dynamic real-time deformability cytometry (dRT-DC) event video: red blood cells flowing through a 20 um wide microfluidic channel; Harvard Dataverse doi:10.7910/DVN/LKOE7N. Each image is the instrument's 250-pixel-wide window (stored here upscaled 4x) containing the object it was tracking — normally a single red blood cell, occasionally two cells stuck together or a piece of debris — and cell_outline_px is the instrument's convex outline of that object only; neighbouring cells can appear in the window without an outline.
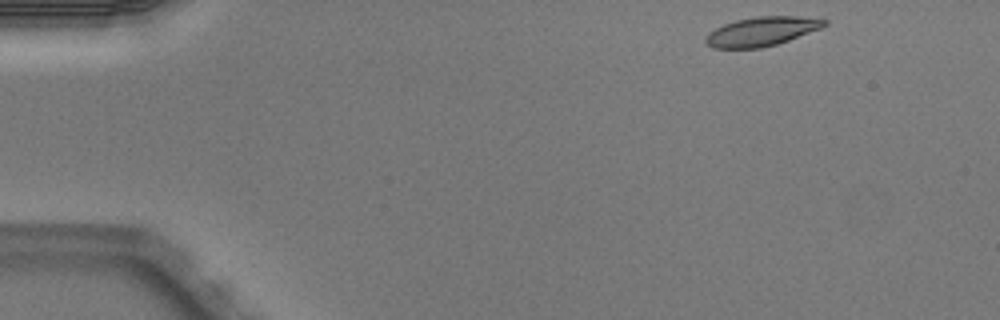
{"species": "Egyptian fruit bat (a non-hibernating species)", "species_latin": "Rousettus aegyptiacus", "temperature_condition": "warm", "stored_images_in_passage": 5, "camera_frame_rate_fps": 3000, "um_per_image_px": 0.085, "animal": {"sex": "male"}, "frame": {"image": 1, "passage_image": 1, "time_ms": 0.0, "image_size_px": [1000, 320], "cell_outline_px": [[828, 24], [820, 28], [788, 40], [776, 44], [760, 48], [712, 48], [704, 40], [708, 32], [724, 24], [736, 20], [756, 16], [796, 16], [828, 20]], "centroid_in_image_um": [64.71, 2.67], "position_along_channel_um": 20.3, "area_um2": 19.94}}
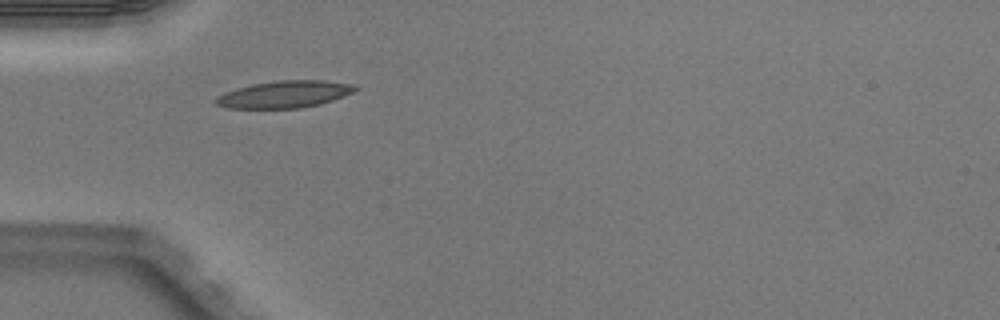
{"frame": {"image": 2, "passage_image": 3, "time_ms": 0.667, "image_size_px": [1000, 320], "cell_outline_px": [[360, 88], [344, 96], [320, 104], [300, 108], [224, 108], [216, 104], [216, 100], [220, 96], [236, 88], [252, 84], [280, 80], [320, 80], [348, 84]], "centroid_in_image_um": [24.18, 8.02], "position_along_channel_um": 60.8, "area_um2": 21.56}}
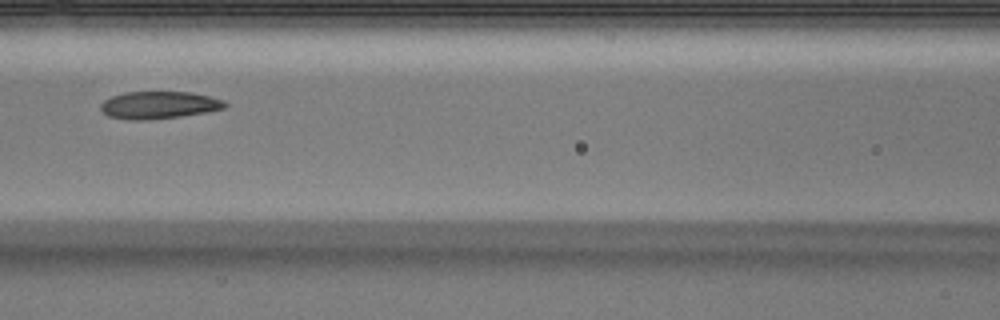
{"frame": {"image": 3, "passage_image": 5, "time_ms": 1.333, "image_size_px": [1000, 320], "cell_outline_px": [[228, 104], [224, 108], [208, 112], [180, 116], [144, 120], [132, 120], [108, 116], [100, 108], [100, 104], [104, 100], [112, 96], [124, 92], [188, 92], [208, 96], [224, 100]], "centroid_in_image_um": [13.5, 8.93], "position_along_channel_um": 153.1, "area_um2": 19.71}}